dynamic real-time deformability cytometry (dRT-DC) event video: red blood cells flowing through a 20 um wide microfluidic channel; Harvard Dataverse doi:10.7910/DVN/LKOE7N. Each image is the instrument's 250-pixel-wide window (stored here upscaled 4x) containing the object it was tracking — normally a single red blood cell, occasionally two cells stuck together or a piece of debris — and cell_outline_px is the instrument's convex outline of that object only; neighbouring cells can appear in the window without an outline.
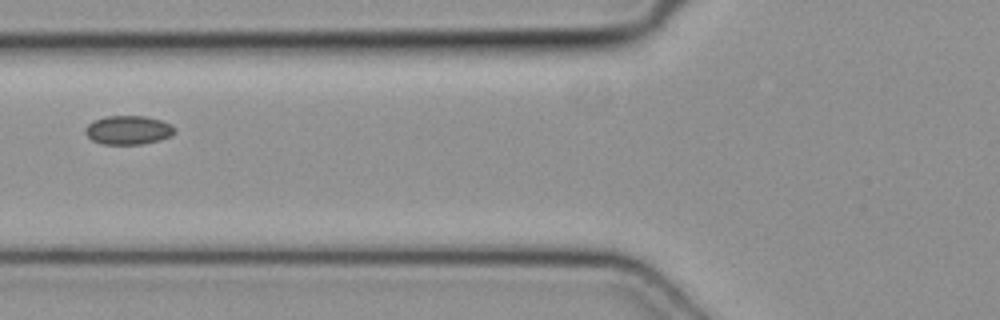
{"species": "common noctule bat (a hibernating species)", "species_latin": "Nyctalus noctula", "temperature_condition": "cold", "stored_images_in_passage": 5, "camera_frame_rate_fps": 3000, "um_per_image_px": 0.085, "animal": {"sex": "female", "body_mass_g": 19.3, "forearm_length_mm": 54.1}, "frame": {"image": 1, "passage_image": 5, "time_ms": 1.333, "image_size_px": [1000, 320], "cell_outline_px": [[176, 132], [172, 136], [160, 140], [140, 144], [104, 144], [92, 140], [84, 132], [84, 128], [92, 120], [104, 116], [144, 116], [160, 120], [172, 124], [176, 128]], "centroid_in_image_um": [10.91, 11.05], "position_along_channel_um": 114.9, "area_um2": 15.2}}